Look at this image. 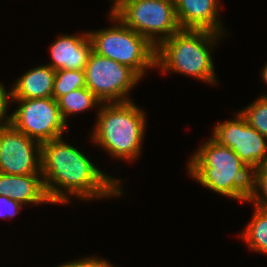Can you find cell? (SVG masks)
Returning a JSON list of instances; mask_svg holds the SVG:
<instances>
[{
	"label": "cell",
	"mask_w": 267,
	"mask_h": 267,
	"mask_svg": "<svg viewBox=\"0 0 267 267\" xmlns=\"http://www.w3.org/2000/svg\"><path fill=\"white\" fill-rule=\"evenodd\" d=\"M53 43V44H52ZM50 45L51 63H47L54 70H85L92 43L88 32L81 35L63 34Z\"/></svg>",
	"instance_id": "7c38bea8"
},
{
	"label": "cell",
	"mask_w": 267,
	"mask_h": 267,
	"mask_svg": "<svg viewBox=\"0 0 267 267\" xmlns=\"http://www.w3.org/2000/svg\"><path fill=\"white\" fill-rule=\"evenodd\" d=\"M56 70L49 65H39L28 69L22 76L15 79L11 87V99L50 98Z\"/></svg>",
	"instance_id": "5bb4252c"
},
{
	"label": "cell",
	"mask_w": 267,
	"mask_h": 267,
	"mask_svg": "<svg viewBox=\"0 0 267 267\" xmlns=\"http://www.w3.org/2000/svg\"><path fill=\"white\" fill-rule=\"evenodd\" d=\"M211 136L221 145L231 148L252 171L267 157V138L252 128L241 115L215 124Z\"/></svg>",
	"instance_id": "9c48e42d"
},
{
	"label": "cell",
	"mask_w": 267,
	"mask_h": 267,
	"mask_svg": "<svg viewBox=\"0 0 267 267\" xmlns=\"http://www.w3.org/2000/svg\"><path fill=\"white\" fill-rule=\"evenodd\" d=\"M111 11L155 48L181 30L174 0H113Z\"/></svg>",
	"instance_id": "8992f818"
},
{
	"label": "cell",
	"mask_w": 267,
	"mask_h": 267,
	"mask_svg": "<svg viewBox=\"0 0 267 267\" xmlns=\"http://www.w3.org/2000/svg\"><path fill=\"white\" fill-rule=\"evenodd\" d=\"M219 2V0H174L181 29L208 30L226 35V29L219 19L221 11Z\"/></svg>",
	"instance_id": "8fae6325"
},
{
	"label": "cell",
	"mask_w": 267,
	"mask_h": 267,
	"mask_svg": "<svg viewBox=\"0 0 267 267\" xmlns=\"http://www.w3.org/2000/svg\"><path fill=\"white\" fill-rule=\"evenodd\" d=\"M247 123L267 138V96H261L239 111Z\"/></svg>",
	"instance_id": "ac0fdd59"
},
{
	"label": "cell",
	"mask_w": 267,
	"mask_h": 267,
	"mask_svg": "<svg viewBox=\"0 0 267 267\" xmlns=\"http://www.w3.org/2000/svg\"><path fill=\"white\" fill-rule=\"evenodd\" d=\"M10 102L19 105L10 115V124L40 143L63 137L64 131H69L53 97L11 99Z\"/></svg>",
	"instance_id": "ba28073f"
},
{
	"label": "cell",
	"mask_w": 267,
	"mask_h": 267,
	"mask_svg": "<svg viewBox=\"0 0 267 267\" xmlns=\"http://www.w3.org/2000/svg\"><path fill=\"white\" fill-rule=\"evenodd\" d=\"M23 206L24 205L14 199L0 195V218L13 219Z\"/></svg>",
	"instance_id": "44dd1931"
},
{
	"label": "cell",
	"mask_w": 267,
	"mask_h": 267,
	"mask_svg": "<svg viewBox=\"0 0 267 267\" xmlns=\"http://www.w3.org/2000/svg\"><path fill=\"white\" fill-rule=\"evenodd\" d=\"M261 74H262L261 75L262 76L261 78H262L264 84L267 85V62L265 63L264 67H262Z\"/></svg>",
	"instance_id": "cb8c5ba5"
},
{
	"label": "cell",
	"mask_w": 267,
	"mask_h": 267,
	"mask_svg": "<svg viewBox=\"0 0 267 267\" xmlns=\"http://www.w3.org/2000/svg\"><path fill=\"white\" fill-rule=\"evenodd\" d=\"M251 220L241 231L240 237L247 247L257 253L267 255V209H261L254 206Z\"/></svg>",
	"instance_id": "2e32d148"
},
{
	"label": "cell",
	"mask_w": 267,
	"mask_h": 267,
	"mask_svg": "<svg viewBox=\"0 0 267 267\" xmlns=\"http://www.w3.org/2000/svg\"><path fill=\"white\" fill-rule=\"evenodd\" d=\"M58 267H115L112 263L107 261L106 258H97L89 255V257L68 261Z\"/></svg>",
	"instance_id": "ffe728a7"
},
{
	"label": "cell",
	"mask_w": 267,
	"mask_h": 267,
	"mask_svg": "<svg viewBox=\"0 0 267 267\" xmlns=\"http://www.w3.org/2000/svg\"><path fill=\"white\" fill-rule=\"evenodd\" d=\"M41 175L51 203H70V196L84 201L119 197L122 180L100 170L63 137L41 143Z\"/></svg>",
	"instance_id": "6da1fadb"
},
{
	"label": "cell",
	"mask_w": 267,
	"mask_h": 267,
	"mask_svg": "<svg viewBox=\"0 0 267 267\" xmlns=\"http://www.w3.org/2000/svg\"><path fill=\"white\" fill-rule=\"evenodd\" d=\"M86 87L102 102L132 101L129 93L142 79L133 69L91 52L85 68Z\"/></svg>",
	"instance_id": "52a82bcc"
},
{
	"label": "cell",
	"mask_w": 267,
	"mask_h": 267,
	"mask_svg": "<svg viewBox=\"0 0 267 267\" xmlns=\"http://www.w3.org/2000/svg\"><path fill=\"white\" fill-rule=\"evenodd\" d=\"M252 174H267V157L260 166L252 171Z\"/></svg>",
	"instance_id": "603a6c76"
},
{
	"label": "cell",
	"mask_w": 267,
	"mask_h": 267,
	"mask_svg": "<svg viewBox=\"0 0 267 267\" xmlns=\"http://www.w3.org/2000/svg\"><path fill=\"white\" fill-rule=\"evenodd\" d=\"M187 164L188 175L201 186L248 203L252 170L231 148L221 145L211 136L191 155Z\"/></svg>",
	"instance_id": "7a4b0ae2"
},
{
	"label": "cell",
	"mask_w": 267,
	"mask_h": 267,
	"mask_svg": "<svg viewBox=\"0 0 267 267\" xmlns=\"http://www.w3.org/2000/svg\"><path fill=\"white\" fill-rule=\"evenodd\" d=\"M86 87L85 70H56L52 97L57 101L69 92Z\"/></svg>",
	"instance_id": "e0dca14e"
},
{
	"label": "cell",
	"mask_w": 267,
	"mask_h": 267,
	"mask_svg": "<svg viewBox=\"0 0 267 267\" xmlns=\"http://www.w3.org/2000/svg\"><path fill=\"white\" fill-rule=\"evenodd\" d=\"M41 143L15 129L0 128V172L9 175L41 174Z\"/></svg>",
	"instance_id": "30bf717a"
},
{
	"label": "cell",
	"mask_w": 267,
	"mask_h": 267,
	"mask_svg": "<svg viewBox=\"0 0 267 267\" xmlns=\"http://www.w3.org/2000/svg\"><path fill=\"white\" fill-rule=\"evenodd\" d=\"M91 142L117 160L135 161L141 157L146 130V112L133 100L101 103Z\"/></svg>",
	"instance_id": "3957f363"
},
{
	"label": "cell",
	"mask_w": 267,
	"mask_h": 267,
	"mask_svg": "<svg viewBox=\"0 0 267 267\" xmlns=\"http://www.w3.org/2000/svg\"><path fill=\"white\" fill-rule=\"evenodd\" d=\"M248 202L261 209H267V174H252L251 193Z\"/></svg>",
	"instance_id": "d6986e66"
},
{
	"label": "cell",
	"mask_w": 267,
	"mask_h": 267,
	"mask_svg": "<svg viewBox=\"0 0 267 267\" xmlns=\"http://www.w3.org/2000/svg\"><path fill=\"white\" fill-rule=\"evenodd\" d=\"M58 107L63 121L68 125L67 118L96 106L99 109L101 101L87 88H79L60 97ZM98 106V107H97Z\"/></svg>",
	"instance_id": "9a60e30c"
},
{
	"label": "cell",
	"mask_w": 267,
	"mask_h": 267,
	"mask_svg": "<svg viewBox=\"0 0 267 267\" xmlns=\"http://www.w3.org/2000/svg\"><path fill=\"white\" fill-rule=\"evenodd\" d=\"M10 101H11L10 91L7 92L4 83L0 82V128L6 127L10 124V115H8L7 113L8 112L7 108L9 107Z\"/></svg>",
	"instance_id": "7402d4cb"
},
{
	"label": "cell",
	"mask_w": 267,
	"mask_h": 267,
	"mask_svg": "<svg viewBox=\"0 0 267 267\" xmlns=\"http://www.w3.org/2000/svg\"><path fill=\"white\" fill-rule=\"evenodd\" d=\"M107 16L111 22H115L112 26L95 31L88 30L92 51L130 67L141 78L146 75L148 69H156V48L111 11Z\"/></svg>",
	"instance_id": "5b68a950"
},
{
	"label": "cell",
	"mask_w": 267,
	"mask_h": 267,
	"mask_svg": "<svg viewBox=\"0 0 267 267\" xmlns=\"http://www.w3.org/2000/svg\"><path fill=\"white\" fill-rule=\"evenodd\" d=\"M0 195L22 205L51 204L41 174L9 175L0 172Z\"/></svg>",
	"instance_id": "4fadbf2b"
},
{
	"label": "cell",
	"mask_w": 267,
	"mask_h": 267,
	"mask_svg": "<svg viewBox=\"0 0 267 267\" xmlns=\"http://www.w3.org/2000/svg\"><path fill=\"white\" fill-rule=\"evenodd\" d=\"M222 36L208 30L181 29L156 47L155 67L163 74L174 72L215 85L211 52Z\"/></svg>",
	"instance_id": "277c9868"
}]
</instances>
